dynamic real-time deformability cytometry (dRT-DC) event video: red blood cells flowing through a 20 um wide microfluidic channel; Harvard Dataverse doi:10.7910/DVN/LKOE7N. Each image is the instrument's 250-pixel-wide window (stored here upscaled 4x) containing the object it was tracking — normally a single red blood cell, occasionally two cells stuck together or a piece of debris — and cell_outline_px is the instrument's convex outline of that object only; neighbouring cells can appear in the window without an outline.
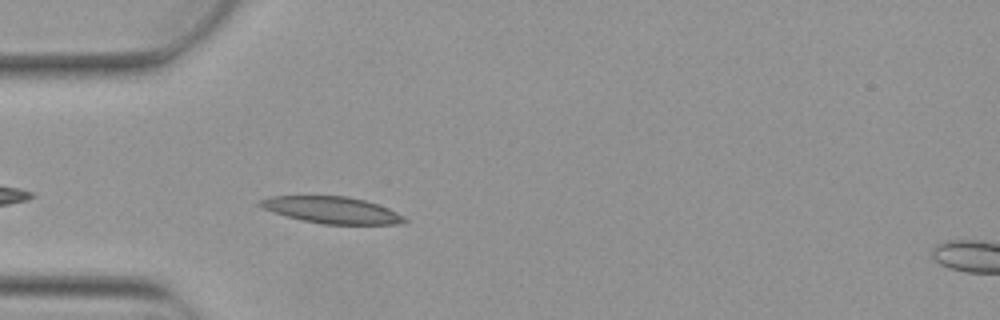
{"species": "Egyptian fruit bat (a non-hibernating species)", "species_latin": "Rousettus aegyptiacus", "temperature_condition": "warm", "stored_images_in_passage": 4, "camera_frame_rate_fps": 3000, "um_per_image_px": 0.085, "animal": {"sex": "female"}, "frame": {"image": 1, "passage_image": 4, "time_ms": 1.0, "image_size_px": [1000, 320], "cell_outline_px": [[408, 220], [400, 224], [320, 224], [272, 212], [256, 204], [260, 200], [272, 196], [348, 196], [364, 200], [388, 208], [404, 216]], "centroid_in_image_um": [28.21, 17.85], "position_along_channel_um": 56.8, "area_um2": 22.25}}